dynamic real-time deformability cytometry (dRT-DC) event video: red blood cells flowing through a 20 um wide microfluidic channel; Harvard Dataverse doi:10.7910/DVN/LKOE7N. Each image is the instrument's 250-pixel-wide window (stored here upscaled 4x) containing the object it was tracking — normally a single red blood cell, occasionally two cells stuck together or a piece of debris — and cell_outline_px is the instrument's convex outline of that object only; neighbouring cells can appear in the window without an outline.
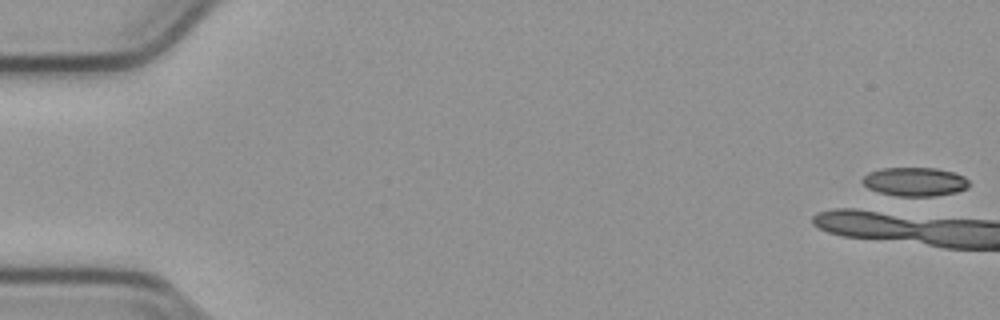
{"species": "common noctule bat (a hibernating species)", "species_latin": "Nyctalus noctula", "temperature_condition": "cold", "stored_images_in_passage": 4, "camera_frame_rate_fps": 3000, "um_per_image_px": 0.085, "animal": {"sex": "male", "body_mass_g": 23.1, "forearm_length_mm": 52.7}, "frame": {"image": 1, "passage_image": 1, "time_ms": 0.0, "image_size_px": [1000, 320], "cell_outline_px": [[968, 188], [956, 192], [936, 196], [896, 196], [880, 192], [868, 188], [860, 180], [868, 172], [880, 168], [936, 168], [952, 172], [964, 176], [968, 180]], "centroid_in_image_um": [77.75, 15.44], "position_along_channel_um": 7.3, "area_um2": 17.92}}